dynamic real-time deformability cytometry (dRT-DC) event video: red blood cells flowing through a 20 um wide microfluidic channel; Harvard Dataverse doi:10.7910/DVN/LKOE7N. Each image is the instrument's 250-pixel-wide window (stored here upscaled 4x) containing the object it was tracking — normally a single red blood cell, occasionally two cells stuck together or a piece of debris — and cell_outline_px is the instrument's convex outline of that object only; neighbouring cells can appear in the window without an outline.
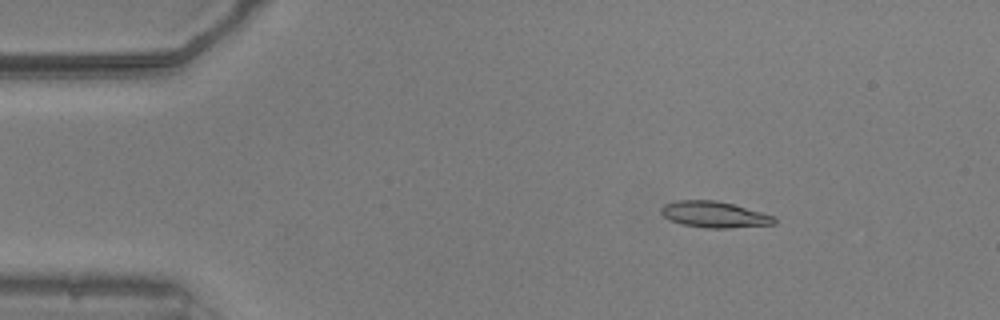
{"species": "common noctule bat (a hibernating species)", "species_latin": "Nyctalus noctula", "temperature_condition": "warm", "stored_images_in_passage": 53, "camera_frame_rate_fps": 3000, "um_per_image_px": 0.085, "animal": {"sex": "male", "body_mass_g": 20.5, "forearm_length_mm": 52.5}, "frame": {"image": 1, "passage_image": 8, "time_ms": 2.333, "image_size_px": [1000, 320], "cell_outline_px": [[776, 224], [728, 228], [708, 228], [684, 224], [668, 220], [660, 212], [660, 208], [664, 204], [676, 200], [716, 200], [732, 204], [776, 216]], "centroid_in_image_um": [60.71, 18.23], "position_along_channel_um": 24.3, "area_um2": 17.28}}
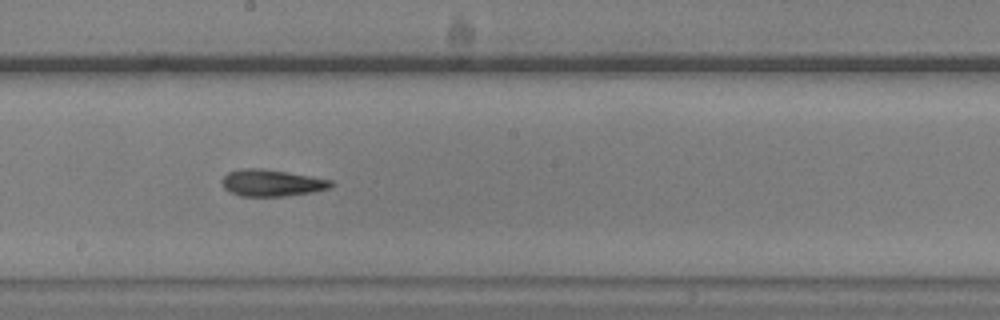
{"frame": {"image": 2, "passage_image": 29, "time_ms": 9.333, "image_size_px": [1000, 320], "cell_outline_px": [[336, 184], [328, 188], [312, 192], [284, 196], [240, 196], [228, 192], [224, 188], [220, 180], [228, 172], [244, 168], [260, 168], [288, 172], [312, 176], [332, 180]], "centroid_in_image_um": [23.08, 15.54], "position_along_channel_um": 225.1, "area_um2": 17.11}}
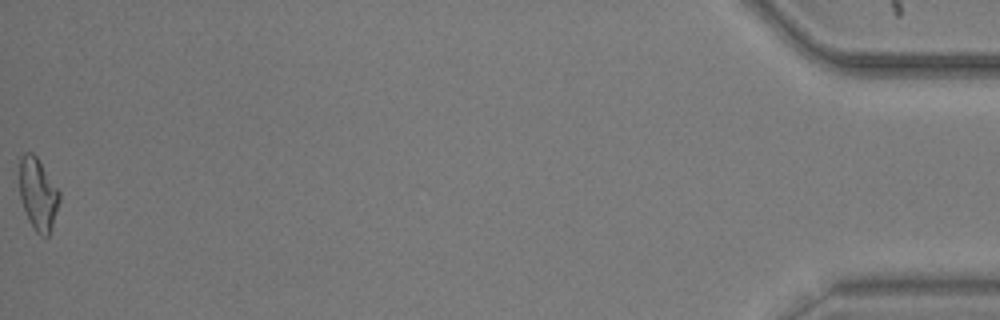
{"frame": {"image": 3, "passage_image": 53, "time_ms": 17.333, "image_size_px": [1000, 320], "cell_outline_px": [[60, 200], [48, 236], [40, 236], [36, 232], [28, 220], [20, 196], [16, 156], [24, 152], [32, 152], [36, 156], [60, 192]], "centroid_in_image_um": [3.16, 16.41], "position_along_channel_um": 432.0, "area_um2": 17.17}, "authors_computed_cell_mechanics": {"area_um2": 16.762, "velocity_mm_per_s": 3.8577, "shape_relaxation_time_tau1_ms": 6.2676, "shape_relaxation_time_tau2_ms": 3.8902, "deformation_change_tau1": 0.1647, "deformation_change_tau2": 0.1348}}